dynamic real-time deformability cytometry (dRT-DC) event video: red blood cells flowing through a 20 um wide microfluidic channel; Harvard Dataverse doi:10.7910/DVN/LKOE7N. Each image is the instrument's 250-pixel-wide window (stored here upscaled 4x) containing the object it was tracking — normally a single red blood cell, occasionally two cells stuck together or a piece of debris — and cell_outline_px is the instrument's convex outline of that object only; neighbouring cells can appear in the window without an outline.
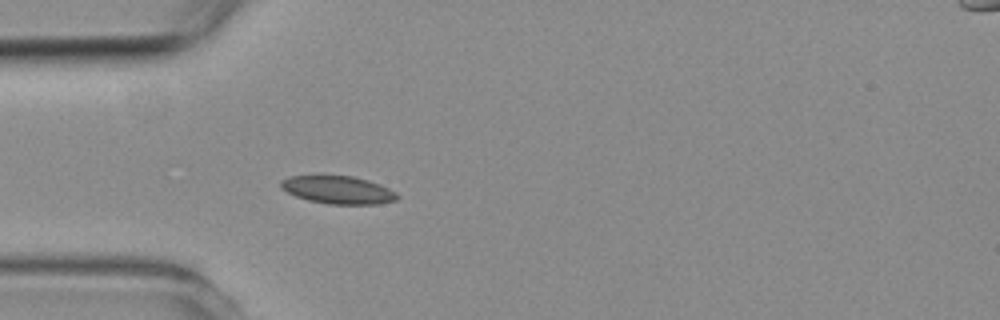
{"species": "common noctule bat (a hibernating species)", "species_latin": "Nyctalus noctula", "temperature_condition": "room temperature", "stored_images_in_passage": 1, "camera_frame_rate_fps": 3000, "um_per_image_px": 0.085, "animal": {"sex": "female", "body_mass_g": 19.3, "forearm_length_mm": 54.1}, "frame": {"image": 1, "passage_image": 1, "time_ms": 0.0, "image_size_px": [1000, 320], "cell_outline_px": [[400, 196], [396, 200], [376, 204], [328, 204], [308, 200], [296, 196], [280, 188], [280, 180], [288, 176], [320, 172], [352, 176], [368, 180], [380, 184], [396, 192]], "centroid_in_image_um": [28.66, 16.08], "position_along_channel_um": 56.3, "area_um2": 19.77}}